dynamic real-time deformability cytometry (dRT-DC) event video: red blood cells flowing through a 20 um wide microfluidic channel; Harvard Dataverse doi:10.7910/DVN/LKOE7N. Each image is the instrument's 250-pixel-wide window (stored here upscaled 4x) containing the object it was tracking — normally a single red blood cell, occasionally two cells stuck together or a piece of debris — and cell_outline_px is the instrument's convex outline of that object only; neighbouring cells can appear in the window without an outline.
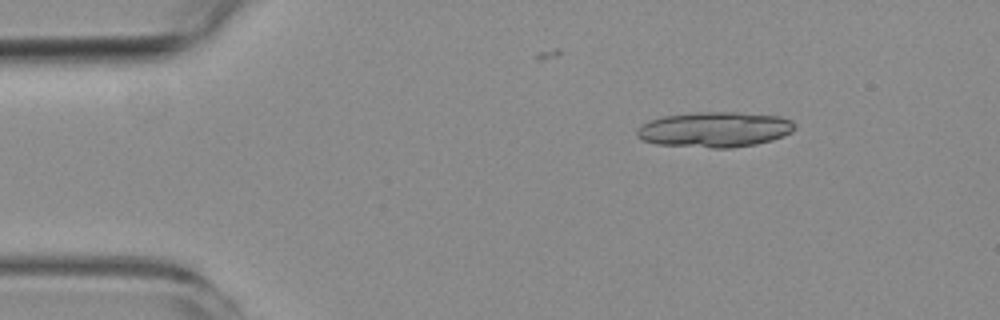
{"species": "common noctule bat (a hibernating species)", "species_latin": "Nyctalus noctula", "temperature_condition": "room temperature", "stored_images_in_passage": 4, "camera_frame_rate_fps": 3000, "um_per_image_px": 0.085, "animal": {"sex": "female", "body_mass_g": 19.3, "forearm_length_mm": 54.1}, "frame": {"image": 1, "passage_image": 2, "time_ms": 1.0, "image_size_px": [1000, 320], "cell_outline_px": [[796, 128], [792, 132], [784, 136], [772, 140], [756, 144], [732, 148], [712, 148], [656, 144], [644, 140], [636, 136], [636, 128], [640, 124], [648, 120], [664, 116], [696, 112], [736, 112], [780, 116], [792, 120], [796, 124]], "centroid_in_image_um": [60.75, 11.0], "position_along_channel_um": 24.2, "area_um2": 32.89}}